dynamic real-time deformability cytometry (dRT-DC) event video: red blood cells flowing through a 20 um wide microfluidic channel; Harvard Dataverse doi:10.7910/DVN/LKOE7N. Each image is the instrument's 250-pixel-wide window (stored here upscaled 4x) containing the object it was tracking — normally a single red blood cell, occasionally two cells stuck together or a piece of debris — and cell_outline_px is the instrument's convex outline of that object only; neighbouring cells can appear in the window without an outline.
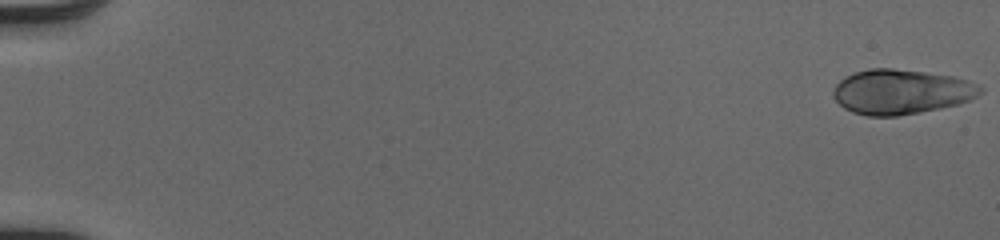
{"species": "human", "species_latin": "Homo sapiens", "temperature_condition": "cold", "stored_images_in_passage": 52, "camera_frame_rate_fps": 3000, "um_per_image_px": 0.085, "donor": {"sex": "male"}, "frame": {"image": 1, "passage_image": 1, "time_ms": 0.0, "image_size_px": [1000, 240], "cell_outline_px": [[984, 92], [968, 100], [956, 104], [940, 108], [920, 112], [896, 116], [868, 116], [852, 112], [844, 108], [832, 96], [832, 92], [836, 84], [844, 76], [868, 68], [892, 68], [924, 72], [952, 76], [968, 80], [984, 88]], "centroid_in_image_um": [76.57, 7.8], "position_along_channel_um": 8.4, "area_um2": 38.38}}
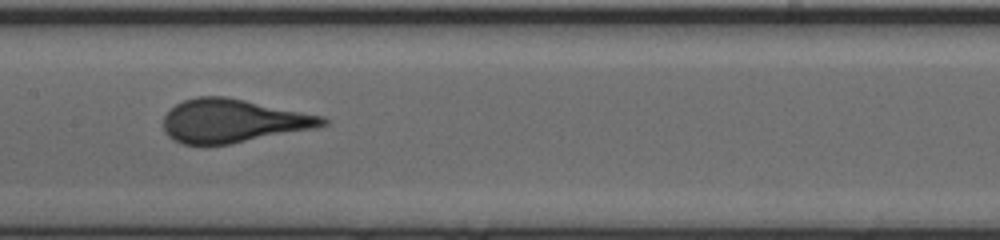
{"frame": {"image": 2, "passage_image": 28, "time_ms": 9.0, "image_size_px": [1000, 240], "cell_outline_px": [[328, 124], [316, 128], [228, 144], [184, 144], [172, 140], [164, 132], [164, 116], [176, 104], [184, 100], [196, 96], [224, 96], [324, 116], [328, 120]], "centroid_in_image_um": [19.8, 10.27], "position_along_channel_um": 187.6, "area_um2": 40.0}}
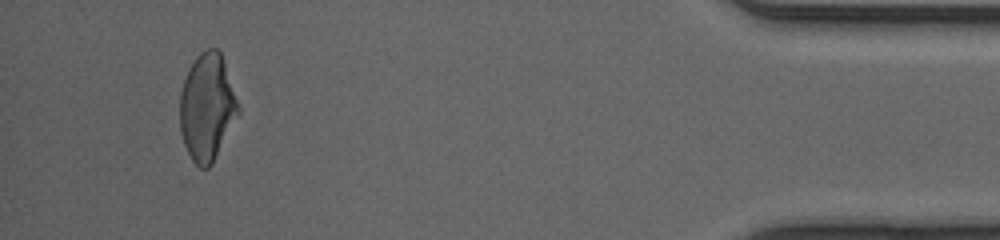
{"frame": {"image": 3, "passage_image": 49, "time_ms": 16.0, "image_size_px": [1000, 240], "cell_outline_px": [[240, 112], [212, 164], [208, 168], [200, 168], [192, 160], [184, 144], [180, 132], [180, 92], [188, 68], [196, 56], [200, 52], [208, 48], [216, 48], [220, 52], [240, 104]], "centroid_in_image_um": [17.6, 9.11], "position_along_channel_um": 417.6, "area_um2": 36.53}, "authors_computed_cell_mechanics": {"area_um2": 39.0728, "velocity_mm_per_s": 4.1169, "shape_relaxation_time_tau1_ms": 4.9451, "shape_relaxation_time_tau2_ms": null, "deformation_change_tau1": 0.1739, "deformation_change_tau2": null}}